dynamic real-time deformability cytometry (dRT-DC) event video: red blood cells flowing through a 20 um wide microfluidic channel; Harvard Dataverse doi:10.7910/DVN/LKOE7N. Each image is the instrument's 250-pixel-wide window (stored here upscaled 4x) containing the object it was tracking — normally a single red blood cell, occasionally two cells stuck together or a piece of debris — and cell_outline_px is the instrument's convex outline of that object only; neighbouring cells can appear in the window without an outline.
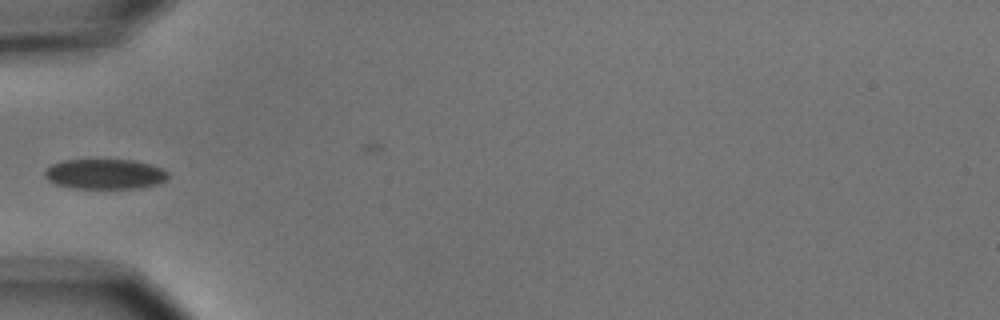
{"species": "common noctule bat (a hibernating species)", "species_latin": "Nyctalus noctula", "temperature_condition": "cold", "stored_images_in_passage": 5, "camera_frame_rate_fps": 3000, "um_per_image_px": 0.085, "animal": {"sex": "male", "body_mass_g": 15.6}, "frame": {"image": 1, "passage_image": 5, "time_ms": 5.333, "image_size_px": [1000, 320], "cell_outline_px": [[168, 180], [156, 184], [140, 188], [72, 188], [56, 184], [48, 180], [44, 176], [44, 172], [52, 164], [64, 160], [132, 160], [152, 164], [168, 172]], "centroid_in_image_um": [8.93, 14.8], "position_along_channel_um": 76.1, "area_um2": 21.62}}